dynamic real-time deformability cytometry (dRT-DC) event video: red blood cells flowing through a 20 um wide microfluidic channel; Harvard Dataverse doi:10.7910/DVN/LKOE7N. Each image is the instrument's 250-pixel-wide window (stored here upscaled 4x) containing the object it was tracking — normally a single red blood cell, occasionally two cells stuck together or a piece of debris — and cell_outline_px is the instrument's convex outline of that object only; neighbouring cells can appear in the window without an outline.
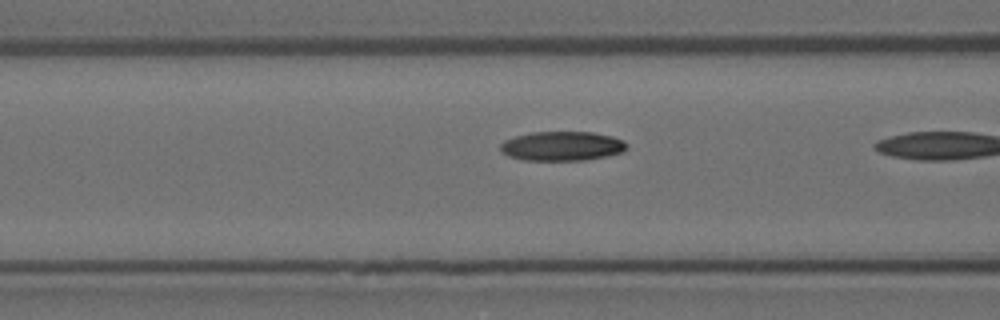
{"species": "Egyptian fruit bat (a non-hibernating species)", "species_latin": "Rousettus aegyptiacus", "temperature_condition": "room temperature", "stored_images_in_passage": 10, "camera_frame_rate_fps": 3000, "um_per_image_px": 0.085, "animal": {"sex": "female"}, "frame": {"image": 1, "passage_image": 9, "time_ms": 2.667, "image_size_px": [1000, 320], "cell_outline_px": [[628, 148], [624, 152], [584, 160], [524, 160], [508, 156], [500, 148], [500, 144], [504, 140], [516, 136], [532, 132], [592, 132], [612, 136], [624, 140], [628, 144]], "centroid_in_image_um": [47.81, 12.41], "position_along_channel_um": 118.8, "area_um2": 21.62}}